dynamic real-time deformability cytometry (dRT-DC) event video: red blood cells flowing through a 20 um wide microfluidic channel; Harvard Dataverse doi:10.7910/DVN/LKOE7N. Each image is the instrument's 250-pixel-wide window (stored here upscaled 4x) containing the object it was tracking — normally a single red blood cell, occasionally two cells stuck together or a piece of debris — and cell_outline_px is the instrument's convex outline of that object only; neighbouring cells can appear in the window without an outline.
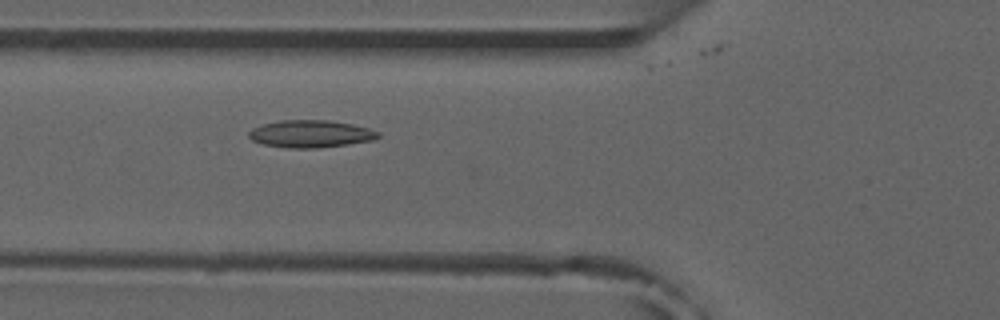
{"species": "common noctule bat (a hibernating species)", "species_latin": "Nyctalus noctula", "temperature_condition": "room temperature", "stored_images_in_passage": 5, "camera_frame_rate_fps": 3000, "um_per_image_px": 0.085, "animal": {"sex": "male", "forearm_length_mm": 52.5}, "frame": {"image": 1, "passage_image": 4, "time_ms": 3.333, "image_size_px": [1000, 320], "cell_outline_px": [[380, 136], [372, 140], [348, 144], [316, 148], [288, 148], [264, 144], [252, 140], [248, 136], [248, 132], [252, 128], [264, 124], [280, 120], [328, 120], [352, 124], [368, 128], [380, 132]], "centroid_in_image_um": [26.4, 11.37], "position_along_channel_um": 99.4, "area_um2": 20.52}}